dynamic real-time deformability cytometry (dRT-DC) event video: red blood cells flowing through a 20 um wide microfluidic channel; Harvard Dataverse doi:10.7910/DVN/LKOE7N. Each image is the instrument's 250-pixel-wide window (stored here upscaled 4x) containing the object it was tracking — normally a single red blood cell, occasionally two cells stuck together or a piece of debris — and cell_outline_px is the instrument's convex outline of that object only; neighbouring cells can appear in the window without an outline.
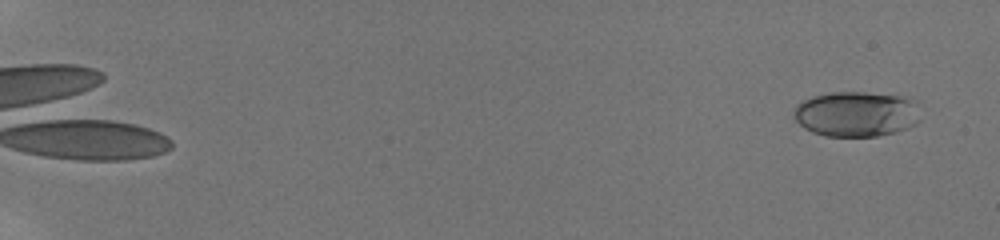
{"species": "human", "species_latin": "Homo sapiens", "temperature_condition": "room temperature", "stored_images_in_passage": 49, "camera_frame_rate_fps": 3000, "um_per_image_px": 0.085, "donor": {"sex": "male"}, "frame": {"image": 1, "passage_image": 1, "time_ms": 0.0, "image_size_px": [1000, 240], "cell_outline_px": [[920, 120], [916, 124], [908, 128], [896, 132], [876, 136], [824, 136], [812, 132], [804, 128], [792, 116], [796, 104], [812, 96], [832, 92], [864, 92], [896, 96], [908, 100]], "centroid_in_image_um": [72.67, 9.71], "position_along_channel_um": 12.3, "area_um2": 32.89}}
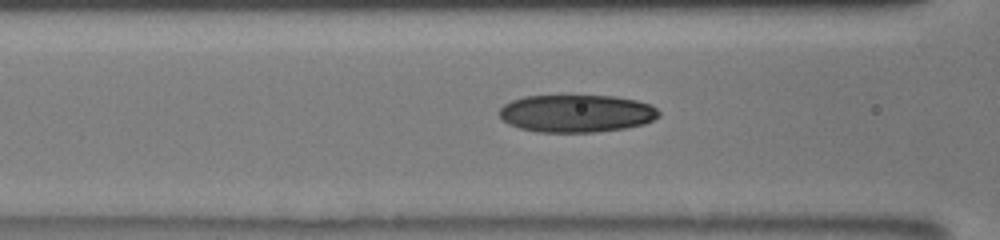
{"frame": {"image": 2, "passage_image": 34, "time_ms": 8.333, "image_size_px": [1000, 240], "cell_outline_px": [[660, 116], [644, 124], [624, 128], [596, 132], [540, 132], [520, 128], [508, 124], [500, 116], [500, 108], [504, 104], [512, 100], [524, 96], [616, 96], [636, 100], [648, 104], [656, 108], [660, 112]], "centroid_in_image_um": [49.0, 9.64], "position_along_channel_um": 117.6, "area_um2": 34.85}}
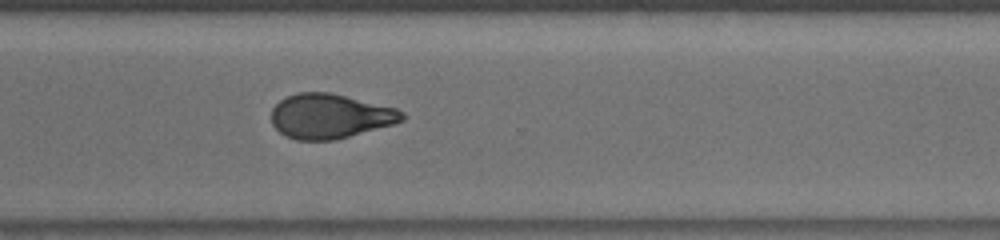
{"frame": {"image": 3, "passage_image": 49, "time_ms": 14.0, "image_size_px": [1000, 240], "cell_outline_px": [[408, 116], [404, 120], [392, 124], [336, 140], [296, 140], [280, 132], [272, 124], [272, 108], [280, 100], [296, 92], [332, 92], [396, 108], [404, 112]], "centroid_in_image_um": [28.07, 9.86], "position_along_channel_um": 342.5, "area_um2": 34.04}}